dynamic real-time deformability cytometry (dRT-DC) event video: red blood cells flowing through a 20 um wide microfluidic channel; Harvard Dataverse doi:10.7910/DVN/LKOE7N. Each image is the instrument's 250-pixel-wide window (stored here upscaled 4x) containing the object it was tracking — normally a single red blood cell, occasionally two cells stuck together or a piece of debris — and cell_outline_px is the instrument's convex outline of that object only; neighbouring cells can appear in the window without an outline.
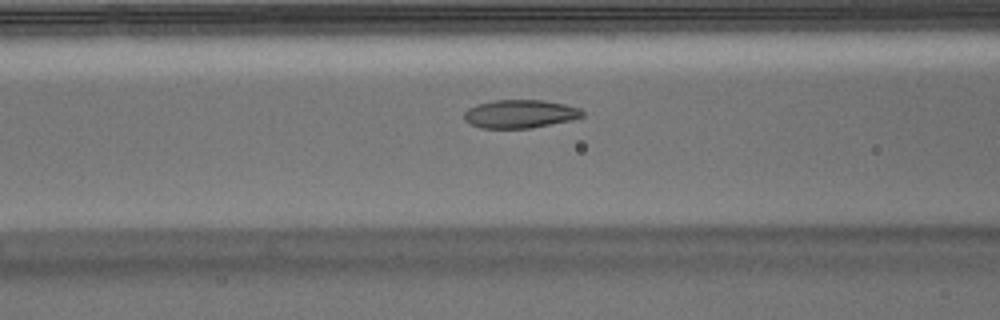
{"species": "Egyptian fruit bat (a non-hibernating species)", "species_latin": "Rousettus aegyptiacus", "temperature_condition": "warm", "stored_images_in_passage": 39, "camera_frame_rate_fps": 3000, "um_per_image_px": 0.085, "animal": {"sex": "male"}, "frame": {"image": 1, "passage_image": 8, "time_ms": 2.333, "image_size_px": [1000, 320], "cell_outline_px": [[584, 116], [572, 120], [528, 128], [480, 128], [464, 120], [464, 112], [468, 108], [476, 104], [496, 100], [544, 100], [564, 104], [580, 108], [584, 112]], "centroid_in_image_um": [44.2, 9.67], "position_along_channel_um": 122.4, "area_um2": 19.48}}
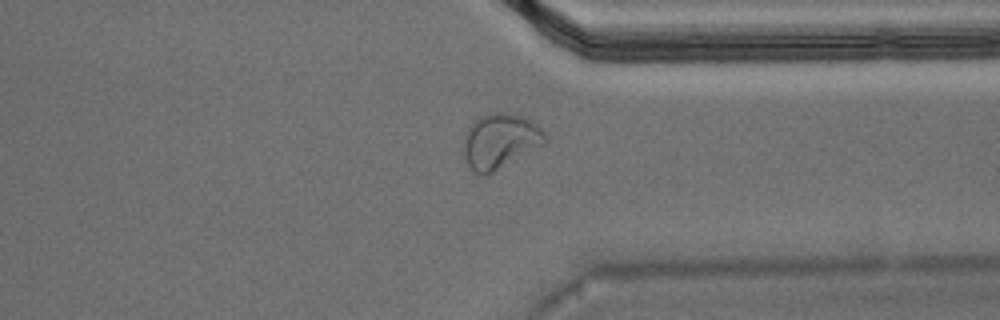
{"frame": {"image": 2, "passage_image": 28, "time_ms": 9.0, "image_size_px": [1000, 320], "cell_outline_px": [[544, 144], [492, 172], [484, 176], [480, 176], [468, 164], [464, 156], [464, 136], [468, 128], [480, 116], [492, 112], [508, 112], [524, 116], [536, 124], [544, 132]], "centroid_in_image_um": [42.48, 11.96], "position_along_channel_um": 368.9, "area_um2": 25.66}}
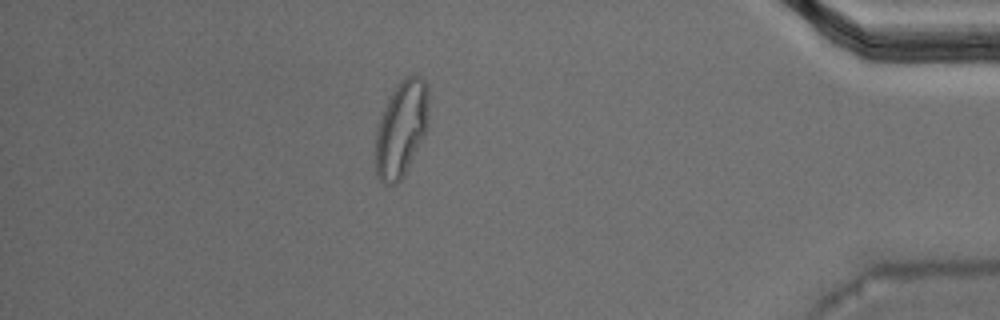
{"frame": {"image": 3, "passage_image": 34, "time_ms": 11.0, "image_size_px": [1000, 320], "cell_outline_px": [[428, 124], [404, 176], [396, 184], [384, 184], [380, 180], [376, 172], [376, 132], [380, 120], [388, 100], [396, 84], [404, 76], [416, 72], [428, 84]], "centroid_in_image_um": [34.13, 10.88], "position_along_channel_um": 401.1, "area_um2": 29.59}, "authors_computed_cell_mechanics": {"area_um2": 20.4612, "velocity_mm_per_s": 3.7258, "shape_relaxation_time_tau1_ms": null, "shape_relaxation_time_tau2_ms": 1.2513, "deformation_change_tau1": null, "deformation_change_tau2": 0.0672}}